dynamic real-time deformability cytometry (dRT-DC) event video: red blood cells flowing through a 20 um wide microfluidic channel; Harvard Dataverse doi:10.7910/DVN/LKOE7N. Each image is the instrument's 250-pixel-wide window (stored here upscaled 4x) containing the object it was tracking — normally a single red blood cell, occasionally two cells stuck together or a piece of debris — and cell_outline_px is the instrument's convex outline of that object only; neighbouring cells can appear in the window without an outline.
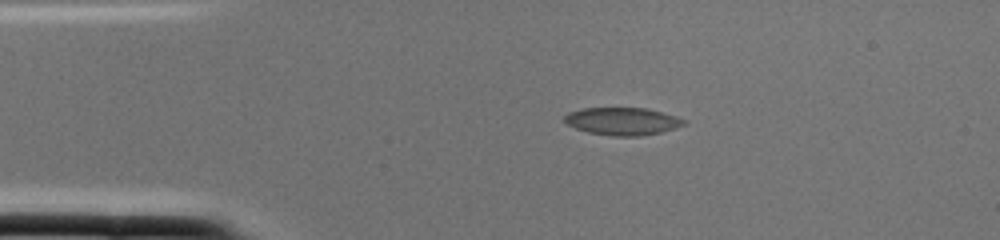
{"species": "common noctule bat (a hibernating species)", "species_latin": "Nyctalus noctula", "temperature_condition": "cold", "stored_images_in_passage": 2, "camera_frame_rate_fps": 3000, "um_per_image_px": 0.085, "animal": {"sex": "female", "body_mass_g": 22.0, "forearm_length_mm": 56.7}, "frame": {"image": 1, "passage_image": 1, "time_ms": 0.0, "image_size_px": [1000, 240], "cell_outline_px": [[688, 124], [676, 128], [660, 132], [640, 136], [612, 136], [588, 132], [576, 128], [568, 124], [564, 120], [564, 116], [568, 112], [584, 108], [644, 108], [676, 116], [684, 120]], "centroid_in_image_um": [52.91, 10.31], "position_along_channel_um": 32.1, "area_um2": 19.07}}